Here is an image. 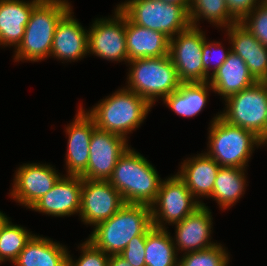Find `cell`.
<instances>
[{
  "label": "cell",
  "instance_id": "cell-1",
  "mask_svg": "<svg viewBox=\"0 0 267 266\" xmlns=\"http://www.w3.org/2000/svg\"><path fill=\"white\" fill-rule=\"evenodd\" d=\"M162 180L149 160L130 146L118 159L108 181L126 204L150 206L156 199Z\"/></svg>",
  "mask_w": 267,
  "mask_h": 266
},
{
  "label": "cell",
  "instance_id": "cell-2",
  "mask_svg": "<svg viewBox=\"0 0 267 266\" xmlns=\"http://www.w3.org/2000/svg\"><path fill=\"white\" fill-rule=\"evenodd\" d=\"M151 209L144 204H125L106 221L97 224L88 237L107 255L120 254L132 238L152 228Z\"/></svg>",
  "mask_w": 267,
  "mask_h": 266
},
{
  "label": "cell",
  "instance_id": "cell-3",
  "mask_svg": "<svg viewBox=\"0 0 267 266\" xmlns=\"http://www.w3.org/2000/svg\"><path fill=\"white\" fill-rule=\"evenodd\" d=\"M152 105L135 92L123 87L84 111L98 129L128 138L146 119Z\"/></svg>",
  "mask_w": 267,
  "mask_h": 266
},
{
  "label": "cell",
  "instance_id": "cell-4",
  "mask_svg": "<svg viewBox=\"0 0 267 266\" xmlns=\"http://www.w3.org/2000/svg\"><path fill=\"white\" fill-rule=\"evenodd\" d=\"M71 7L67 0H41L33 8L22 41L14 50V61L39 62L50 57L57 23Z\"/></svg>",
  "mask_w": 267,
  "mask_h": 266
},
{
  "label": "cell",
  "instance_id": "cell-5",
  "mask_svg": "<svg viewBox=\"0 0 267 266\" xmlns=\"http://www.w3.org/2000/svg\"><path fill=\"white\" fill-rule=\"evenodd\" d=\"M207 152L221 167L247 169L256 147L265 143L253 132L225 121L220 112L210 121Z\"/></svg>",
  "mask_w": 267,
  "mask_h": 266
},
{
  "label": "cell",
  "instance_id": "cell-6",
  "mask_svg": "<svg viewBox=\"0 0 267 266\" xmlns=\"http://www.w3.org/2000/svg\"><path fill=\"white\" fill-rule=\"evenodd\" d=\"M128 64V85L125 88L135 92L152 106L157 99L162 100L176 91L182 83L169 55L137 58L128 61Z\"/></svg>",
  "mask_w": 267,
  "mask_h": 266
},
{
  "label": "cell",
  "instance_id": "cell-7",
  "mask_svg": "<svg viewBox=\"0 0 267 266\" xmlns=\"http://www.w3.org/2000/svg\"><path fill=\"white\" fill-rule=\"evenodd\" d=\"M117 8L132 23L161 32L169 39L191 26L189 6L161 0H125Z\"/></svg>",
  "mask_w": 267,
  "mask_h": 266
},
{
  "label": "cell",
  "instance_id": "cell-8",
  "mask_svg": "<svg viewBox=\"0 0 267 266\" xmlns=\"http://www.w3.org/2000/svg\"><path fill=\"white\" fill-rule=\"evenodd\" d=\"M225 101L220 116L230 124L253 132L267 144V82H256Z\"/></svg>",
  "mask_w": 267,
  "mask_h": 266
},
{
  "label": "cell",
  "instance_id": "cell-9",
  "mask_svg": "<svg viewBox=\"0 0 267 266\" xmlns=\"http://www.w3.org/2000/svg\"><path fill=\"white\" fill-rule=\"evenodd\" d=\"M202 204L177 175L162 180L155 201L150 205L152 226L167 229L194 213Z\"/></svg>",
  "mask_w": 267,
  "mask_h": 266
},
{
  "label": "cell",
  "instance_id": "cell-10",
  "mask_svg": "<svg viewBox=\"0 0 267 266\" xmlns=\"http://www.w3.org/2000/svg\"><path fill=\"white\" fill-rule=\"evenodd\" d=\"M110 18H96L88 28V54L107 61L128 63L126 16L116 7Z\"/></svg>",
  "mask_w": 267,
  "mask_h": 266
},
{
  "label": "cell",
  "instance_id": "cell-11",
  "mask_svg": "<svg viewBox=\"0 0 267 266\" xmlns=\"http://www.w3.org/2000/svg\"><path fill=\"white\" fill-rule=\"evenodd\" d=\"M206 34L190 26L170 38L169 56L181 82H203L202 48Z\"/></svg>",
  "mask_w": 267,
  "mask_h": 266
},
{
  "label": "cell",
  "instance_id": "cell-12",
  "mask_svg": "<svg viewBox=\"0 0 267 266\" xmlns=\"http://www.w3.org/2000/svg\"><path fill=\"white\" fill-rule=\"evenodd\" d=\"M129 147L128 139L96 127L90 140L87 168L80 176L83 179L108 181L118 159Z\"/></svg>",
  "mask_w": 267,
  "mask_h": 266
},
{
  "label": "cell",
  "instance_id": "cell-13",
  "mask_svg": "<svg viewBox=\"0 0 267 266\" xmlns=\"http://www.w3.org/2000/svg\"><path fill=\"white\" fill-rule=\"evenodd\" d=\"M125 204L121 194L109 181L83 179L79 216L84 224L95 227Z\"/></svg>",
  "mask_w": 267,
  "mask_h": 266
},
{
  "label": "cell",
  "instance_id": "cell-14",
  "mask_svg": "<svg viewBox=\"0 0 267 266\" xmlns=\"http://www.w3.org/2000/svg\"><path fill=\"white\" fill-rule=\"evenodd\" d=\"M16 169L9 194L11 199L27 209L51 190L62 176L58 170L46 163H23Z\"/></svg>",
  "mask_w": 267,
  "mask_h": 266
},
{
  "label": "cell",
  "instance_id": "cell-15",
  "mask_svg": "<svg viewBox=\"0 0 267 266\" xmlns=\"http://www.w3.org/2000/svg\"><path fill=\"white\" fill-rule=\"evenodd\" d=\"M82 181L81 176L62 175L29 209L55 217L77 215L81 208Z\"/></svg>",
  "mask_w": 267,
  "mask_h": 266
},
{
  "label": "cell",
  "instance_id": "cell-16",
  "mask_svg": "<svg viewBox=\"0 0 267 266\" xmlns=\"http://www.w3.org/2000/svg\"><path fill=\"white\" fill-rule=\"evenodd\" d=\"M211 210L205 203L194 213L185 217L175 225V237L173 242L177 254H183L204 250L217 244L211 241L213 217ZM212 229V230H211Z\"/></svg>",
  "mask_w": 267,
  "mask_h": 266
},
{
  "label": "cell",
  "instance_id": "cell-17",
  "mask_svg": "<svg viewBox=\"0 0 267 266\" xmlns=\"http://www.w3.org/2000/svg\"><path fill=\"white\" fill-rule=\"evenodd\" d=\"M72 7L61 17L55 28L50 57L74 62L88 54V30L74 17Z\"/></svg>",
  "mask_w": 267,
  "mask_h": 266
},
{
  "label": "cell",
  "instance_id": "cell-18",
  "mask_svg": "<svg viewBox=\"0 0 267 266\" xmlns=\"http://www.w3.org/2000/svg\"><path fill=\"white\" fill-rule=\"evenodd\" d=\"M73 119L65 127L68 135L65 165L67 175L80 176L87 168L90 140L96 126L93 119L81 106Z\"/></svg>",
  "mask_w": 267,
  "mask_h": 266
},
{
  "label": "cell",
  "instance_id": "cell-19",
  "mask_svg": "<svg viewBox=\"0 0 267 266\" xmlns=\"http://www.w3.org/2000/svg\"><path fill=\"white\" fill-rule=\"evenodd\" d=\"M225 29L231 51L244 60L250 74L257 82H267V47L239 21Z\"/></svg>",
  "mask_w": 267,
  "mask_h": 266
},
{
  "label": "cell",
  "instance_id": "cell-20",
  "mask_svg": "<svg viewBox=\"0 0 267 266\" xmlns=\"http://www.w3.org/2000/svg\"><path fill=\"white\" fill-rule=\"evenodd\" d=\"M181 162L177 175L185 182L192 195L201 203L199 198H209L212 195L215 179L220 165L205 151Z\"/></svg>",
  "mask_w": 267,
  "mask_h": 266
},
{
  "label": "cell",
  "instance_id": "cell-21",
  "mask_svg": "<svg viewBox=\"0 0 267 266\" xmlns=\"http://www.w3.org/2000/svg\"><path fill=\"white\" fill-rule=\"evenodd\" d=\"M40 1L0 0V46L18 47L31 12Z\"/></svg>",
  "mask_w": 267,
  "mask_h": 266
},
{
  "label": "cell",
  "instance_id": "cell-22",
  "mask_svg": "<svg viewBox=\"0 0 267 266\" xmlns=\"http://www.w3.org/2000/svg\"><path fill=\"white\" fill-rule=\"evenodd\" d=\"M256 82L244 60L233 51L209 79L213 92L222 96L223 100L253 86Z\"/></svg>",
  "mask_w": 267,
  "mask_h": 266
},
{
  "label": "cell",
  "instance_id": "cell-23",
  "mask_svg": "<svg viewBox=\"0 0 267 266\" xmlns=\"http://www.w3.org/2000/svg\"><path fill=\"white\" fill-rule=\"evenodd\" d=\"M125 35L128 61L169 55L170 39L165 34L136 25L127 17Z\"/></svg>",
  "mask_w": 267,
  "mask_h": 266
},
{
  "label": "cell",
  "instance_id": "cell-24",
  "mask_svg": "<svg viewBox=\"0 0 267 266\" xmlns=\"http://www.w3.org/2000/svg\"><path fill=\"white\" fill-rule=\"evenodd\" d=\"M68 248L51 238L33 235L19 253L14 266H68Z\"/></svg>",
  "mask_w": 267,
  "mask_h": 266
},
{
  "label": "cell",
  "instance_id": "cell-25",
  "mask_svg": "<svg viewBox=\"0 0 267 266\" xmlns=\"http://www.w3.org/2000/svg\"><path fill=\"white\" fill-rule=\"evenodd\" d=\"M212 86L206 82H182L178 89L162 101L175 114L189 118L197 116L207 104Z\"/></svg>",
  "mask_w": 267,
  "mask_h": 266
},
{
  "label": "cell",
  "instance_id": "cell-26",
  "mask_svg": "<svg viewBox=\"0 0 267 266\" xmlns=\"http://www.w3.org/2000/svg\"><path fill=\"white\" fill-rule=\"evenodd\" d=\"M246 169L236 167H220L209 198L214 199L223 210L234 206L245 194Z\"/></svg>",
  "mask_w": 267,
  "mask_h": 266
},
{
  "label": "cell",
  "instance_id": "cell-27",
  "mask_svg": "<svg viewBox=\"0 0 267 266\" xmlns=\"http://www.w3.org/2000/svg\"><path fill=\"white\" fill-rule=\"evenodd\" d=\"M168 231L152 227L147 232L145 266H178L180 256L176 252L173 238Z\"/></svg>",
  "mask_w": 267,
  "mask_h": 266
},
{
  "label": "cell",
  "instance_id": "cell-28",
  "mask_svg": "<svg viewBox=\"0 0 267 266\" xmlns=\"http://www.w3.org/2000/svg\"><path fill=\"white\" fill-rule=\"evenodd\" d=\"M188 12L192 27H199L200 19L208 20L218 28H227L238 22L230 13L225 0H190Z\"/></svg>",
  "mask_w": 267,
  "mask_h": 266
},
{
  "label": "cell",
  "instance_id": "cell-29",
  "mask_svg": "<svg viewBox=\"0 0 267 266\" xmlns=\"http://www.w3.org/2000/svg\"><path fill=\"white\" fill-rule=\"evenodd\" d=\"M33 235L25 227L13 224L9 218L0 229V264L13 263Z\"/></svg>",
  "mask_w": 267,
  "mask_h": 266
},
{
  "label": "cell",
  "instance_id": "cell-30",
  "mask_svg": "<svg viewBox=\"0 0 267 266\" xmlns=\"http://www.w3.org/2000/svg\"><path fill=\"white\" fill-rule=\"evenodd\" d=\"M230 255L221 243L210 248L182 254L178 266H228Z\"/></svg>",
  "mask_w": 267,
  "mask_h": 266
},
{
  "label": "cell",
  "instance_id": "cell-31",
  "mask_svg": "<svg viewBox=\"0 0 267 266\" xmlns=\"http://www.w3.org/2000/svg\"><path fill=\"white\" fill-rule=\"evenodd\" d=\"M222 47L223 46L219 41L209 42L205 37V42L203 43L202 48L203 82L209 81L211 76L215 74L219 67H221L227 59L228 54L231 52L229 47L227 50Z\"/></svg>",
  "mask_w": 267,
  "mask_h": 266
},
{
  "label": "cell",
  "instance_id": "cell-32",
  "mask_svg": "<svg viewBox=\"0 0 267 266\" xmlns=\"http://www.w3.org/2000/svg\"><path fill=\"white\" fill-rule=\"evenodd\" d=\"M253 36L267 47V6L260 3L239 21Z\"/></svg>",
  "mask_w": 267,
  "mask_h": 266
},
{
  "label": "cell",
  "instance_id": "cell-33",
  "mask_svg": "<svg viewBox=\"0 0 267 266\" xmlns=\"http://www.w3.org/2000/svg\"><path fill=\"white\" fill-rule=\"evenodd\" d=\"M79 246L81 254L77 260L74 261L68 253V266H108L109 255L96 248L90 241L86 240Z\"/></svg>",
  "mask_w": 267,
  "mask_h": 266
},
{
  "label": "cell",
  "instance_id": "cell-34",
  "mask_svg": "<svg viewBox=\"0 0 267 266\" xmlns=\"http://www.w3.org/2000/svg\"><path fill=\"white\" fill-rule=\"evenodd\" d=\"M146 235H138L130 240L120 255L132 266H145Z\"/></svg>",
  "mask_w": 267,
  "mask_h": 266
},
{
  "label": "cell",
  "instance_id": "cell-35",
  "mask_svg": "<svg viewBox=\"0 0 267 266\" xmlns=\"http://www.w3.org/2000/svg\"><path fill=\"white\" fill-rule=\"evenodd\" d=\"M230 13L240 21L246 14L251 12L262 0H225Z\"/></svg>",
  "mask_w": 267,
  "mask_h": 266
},
{
  "label": "cell",
  "instance_id": "cell-36",
  "mask_svg": "<svg viewBox=\"0 0 267 266\" xmlns=\"http://www.w3.org/2000/svg\"><path fill=\"white\" fill-rule=\"evenodd\" d=\"M108 266H132L120 254L109 255Z\"/></svg>",
  "mask_w": 267,
  "mask_h": 266
},
{
  "label": "cell",
  "instance_id": "cell-37",
  "mask_svg": "<svg viewBox=\"0 0 267 266\" xmlns=\"http://www.w3.org/2000/svg\"><path fill=\"white\" fill-rule=\"evenodd\" d=\"M161 1L181 6H190V0H161Z\"/></svg>",
  "mask_w": 267,
  "mask_h": 266
},
{
  "label": "cell",
  "instance_id": "cell-38",
  "mask_svg": "<svg viewBox=\"0 0 267 266\" xmlns=\"http://www.w3.org/2000/svg\"><path fill=\"white\" fill-rule=\"evenodd\" d=\"M8 219H9V217H7V215H5V213L0 211V229L7 222Z\"/></svg>",
  "mask_w": 267,
  "mask_h": 266
},
{
  "label": "cell",
  "instance_id": "cell-39",
  "mask_svg": "<svg viewBox=\"0 0 267 266\" xmlns=\"http://www.w3.org/2000/svg\"><path fill=\"white\" fill-rule=\"evenodd\" d=\"M262 3L267 6V0H262Z\"/></svg>",
  "mask_w": 267,
  "mask_h": 266
}]
</instances>
